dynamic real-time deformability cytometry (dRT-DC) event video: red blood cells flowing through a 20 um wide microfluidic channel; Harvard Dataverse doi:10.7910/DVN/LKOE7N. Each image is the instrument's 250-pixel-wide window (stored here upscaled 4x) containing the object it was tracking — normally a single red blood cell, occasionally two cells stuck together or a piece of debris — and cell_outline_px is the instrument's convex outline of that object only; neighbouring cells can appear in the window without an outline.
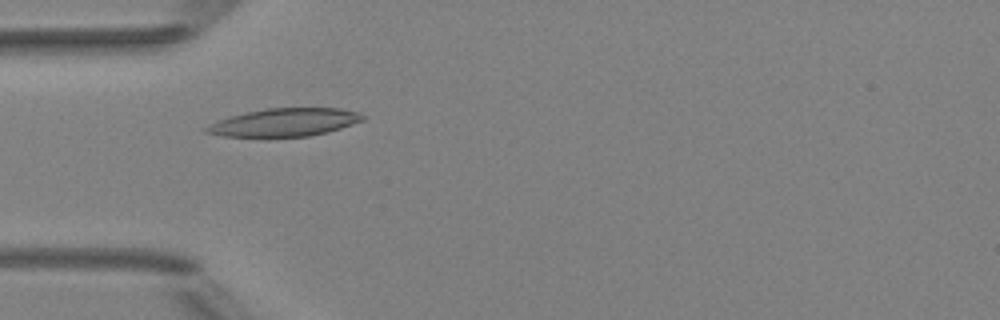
{"species": "Egyptian fruit bat (a non-hibernating species)", "species_latin": "Rousettus aegyptiacus", "temperature_condition": "room temperature", "stored_images_in_passage": 6, "camera_frame_rate_fps": 3000, "um_per_image_px": 0.085, "animal": {"sex": "female"}, "frame": {"image": 1, "passage_image": 5, "time_ms": 4.667, "image_size_px": [1000, 320], "cell_outline_px": [[364, 120], [328, 132], [308, 136], [224, 136], [204, 132], [204, 128], [208, 124], [228, 116], [268, 108], [340, 108], [360, 112], [364, 116]], "centroid_in_image_um": [24.18, 10.39], "position_along_channel_um": 60.8, "area_um2": 25.32}}
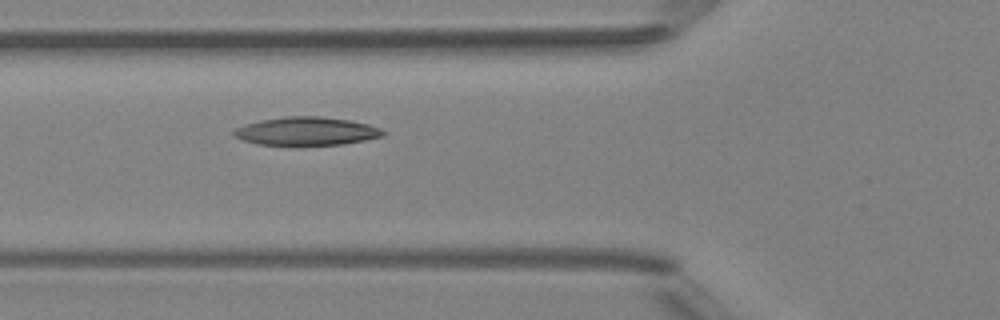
{"frame": {"image": 2, "passage_image": 6, "time_ms": 5.667, "image_size_px": [1000, 320], "cell_outline_px": [[384, 136], [344, 144], [256, 144], [232, 136], [232, 132], [236, 128], [244, 124], [260, 120], [288, 116], [320, 116], [348, 120], [368, 124], [380, 128], [384, 132]], "centroid_in_image_um": [26.02, 11.14], "position_along_channel_um": 99.8, "area_um2": 24.28}}